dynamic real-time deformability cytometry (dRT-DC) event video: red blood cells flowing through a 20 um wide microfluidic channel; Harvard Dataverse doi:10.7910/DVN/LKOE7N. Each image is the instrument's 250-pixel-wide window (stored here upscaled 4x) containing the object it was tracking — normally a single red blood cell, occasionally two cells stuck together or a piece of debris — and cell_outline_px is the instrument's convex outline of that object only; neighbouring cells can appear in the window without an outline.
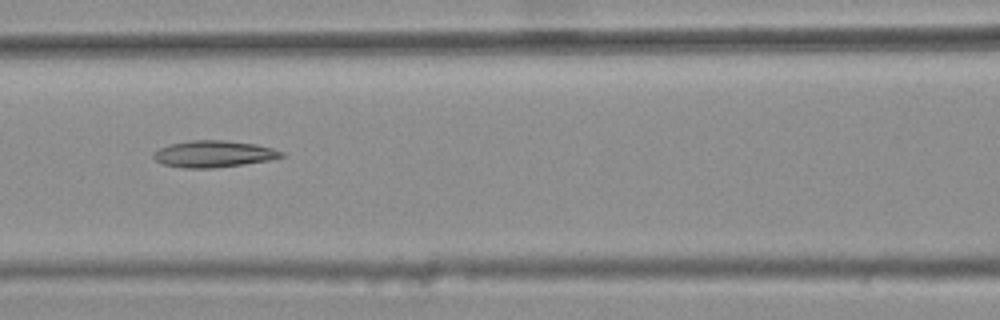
{"species": "common noctule bat (a hibernating species)", "species_latin": "Nyctalus noctula", "temperature_condition": "warm", "stored_images_in_passage": 9, "camera_frame_rate_fps": 3000, "um_per_image_px": 0.085, "animal": {"sex": "female", "body_mass_g": 25.1}, "frame": {"image": 1, "passage_image": 6, "time_ms": 1.667, "image_size_px": [1000, 320], "cell_outline_px": [[288, 156], [272, 160], [244, 164], [212, 168], [184, 168], [164, 164], [156, 160], [152, 156], [152, 152], [168, 144], [192, 140], [224, 140], [256, 144], [272, 148], [284, 152]], "centroid_in_image_um": [18.2, 13.08], "position_along_channel_um": 148.4, "area_um2": 20.06}}
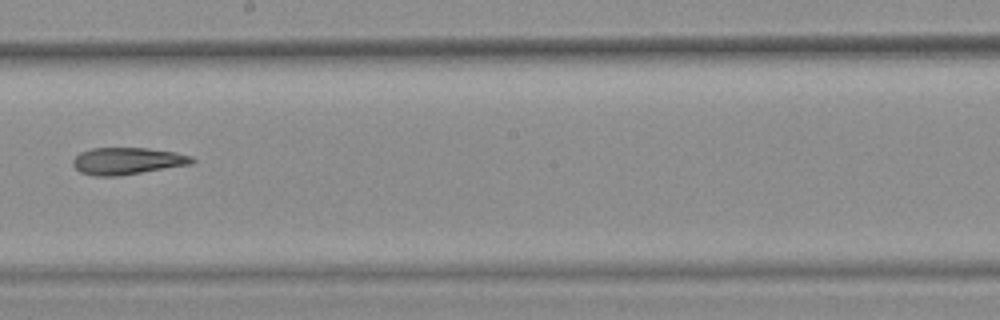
{"frame": {"image": 2, "passage_image": 8, "time_ms": 2.333, "image_size_px": [1000, 320], "cell_outline_px": [[196, 160], [192, 164], [120, 176], [96, 176], [80, 172], [72, 164], [72, 160], [80, 152], [92, 148], [148, 148], [176, 152], [192, 156]], "centroid_in_image_um": [10.84, 13.68], "position_along_channel_um": 237.4, "area_um2": 18.84}}
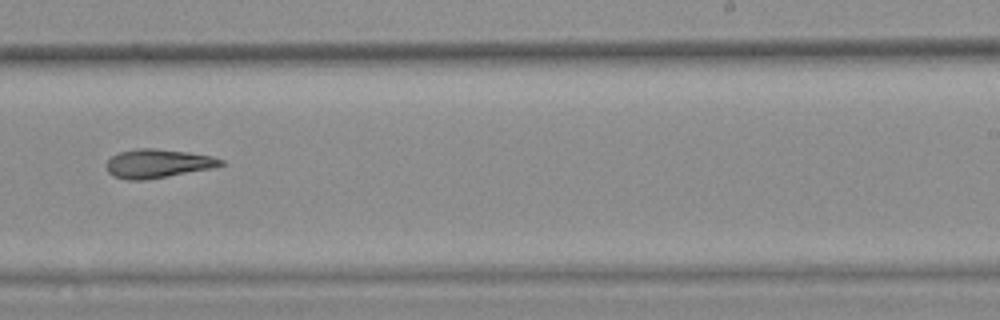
{"frame": {"image": 3, "passage_image": 9, "time_ms": 2.667, "image_size_px": [1000, 320], "cell_outline_px": [[224, 164], [212, 168], [168, 176], [144, 180], [128, 180], [112, 176], [108, 172], [108, 160], [112, 156], [120, 152], [136, 148], [152, 148], [188, 152], [212, 156], [224, 160]], "centroid_in_image_um": [13.42, 13.9], "position_along_channel_um": 275.6, "area_um2": 19.02}}